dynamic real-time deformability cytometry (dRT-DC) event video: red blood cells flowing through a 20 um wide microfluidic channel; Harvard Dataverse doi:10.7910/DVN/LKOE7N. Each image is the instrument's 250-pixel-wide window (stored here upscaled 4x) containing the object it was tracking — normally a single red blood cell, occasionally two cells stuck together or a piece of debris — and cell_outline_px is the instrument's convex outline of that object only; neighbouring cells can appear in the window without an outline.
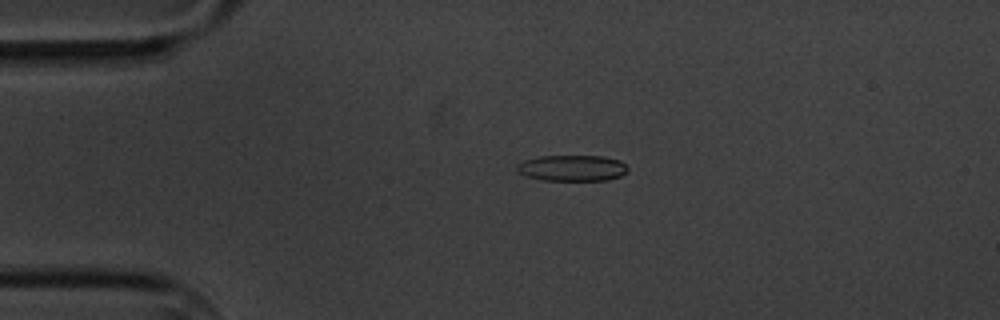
{"species": "common noctule bat (a hibernating species)", "species_latin": "Nyctalus noctula", "temperature_condition": "cold", "stored_images_in_passage": 2, "camera_frame_rate_fps": 3000, "um_per_image_px": 0.085, "animal": {"sex": "male", "body_mass_g": 20.1, "forearm_length_mm": 53.5}, "frame": {"image": 1, "passage_image": 1, "time_ms": 0.0, "image_size_px": [1000, 320], "cell_outline_px": [[628, 172], [620, 176], [608, 180], [540, 180], [524, 176], [516, 168], [516, 164], [524, 160], [540, 156], [600, 156], [620, 160], [628, 168]], "centroid_in_image_um": [48.62, 14.29], "position_along_channel_um": 36.4, "area_um2": 16.88}}